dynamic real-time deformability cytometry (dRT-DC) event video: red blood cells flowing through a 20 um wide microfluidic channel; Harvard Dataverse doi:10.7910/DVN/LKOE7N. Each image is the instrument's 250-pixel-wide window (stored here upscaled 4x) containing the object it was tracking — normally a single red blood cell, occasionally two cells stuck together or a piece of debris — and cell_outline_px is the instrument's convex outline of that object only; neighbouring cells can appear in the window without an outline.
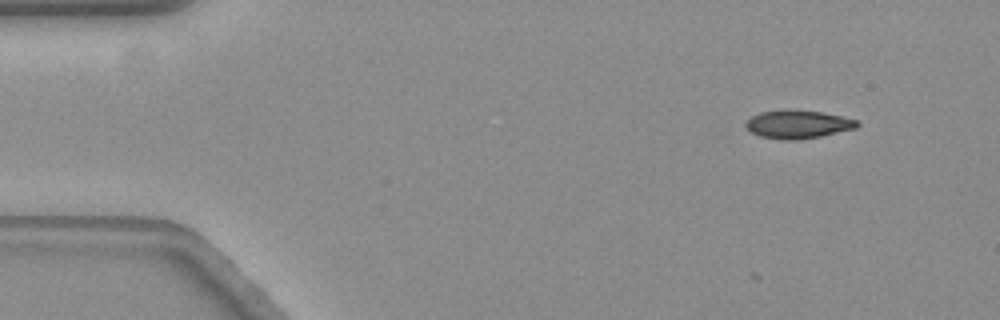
{"species": "common noctule bat (a hibernating species)", "species_latin": "Nyctalus noctula", "temperature_condition": "warm", "stored_images_in_passage": 3, "camera_frame_rate_fps": 3000, "um_per_image_px": 0.085, "animal": {"sex": "female", "body_mass_g": 19.3, "forearm_length_mm": 54.1}, "frame": {"image": 1, "passage_image": 1, "time_ms": 0.0, "image_size_px": [1000, 320], "cell_outline_px": [[860, 124], [856, 128], [820, 136], [796, 140], [780, 140], [760, 136], [752, 132], [744, 124], [752, 116], [760, 112], [824, 112], [856, 120]], "centroid_in_image_um": [67.84, 10.61], "position_along_channel_um": 17.2, "area_um2": 17.51}}